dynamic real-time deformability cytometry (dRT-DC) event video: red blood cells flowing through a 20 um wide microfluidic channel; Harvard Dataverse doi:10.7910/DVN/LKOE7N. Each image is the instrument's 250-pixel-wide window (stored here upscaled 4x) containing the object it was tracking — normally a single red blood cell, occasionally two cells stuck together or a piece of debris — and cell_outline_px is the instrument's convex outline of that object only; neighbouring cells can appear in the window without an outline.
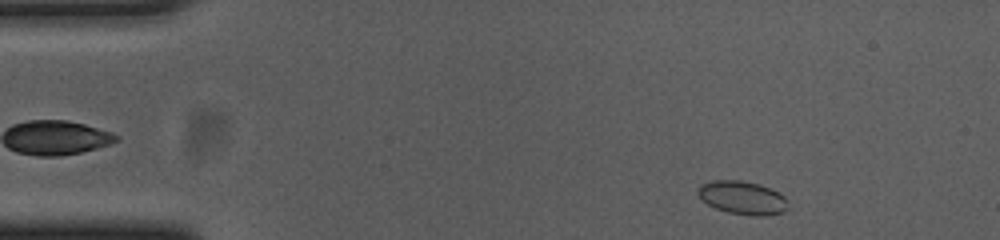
{"species": "common noctule bat (a hibernating species)", "species_latin": "Nyctalus noctula", "temperature_condition": "cold", "stored_images_in_passage": 49, "camera_frame_rate_fps": 3000, "um_per_image_px": 0.085, "animal": {"sex": "female", "body_mass_g": 23.0, "forearm_length_mm": 53.4}, "frame": {"image": 1, "passage_image": 1, "time_ms": 0.0, "image_size_px": [1000, 240], "cell_outline_px": [[788, 208], [784, 212], [764, 216], [752, 216], [728, 212], [716, 208], [708, 204], [696, 192], [696, 188], [700, 184], [712, 180], [740, 180], [756, 184], [768, 188], [784, 196]], "centroid_in_image_um": [63.07, 16.81], "position_along_channel_um": 21.9, "area_um2": 17.34}}
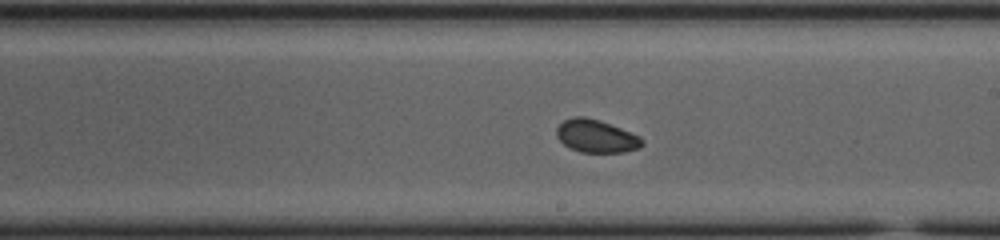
{"frame": {"image": 2, "passage_image": 25, "time_ms": 8.0, "image_size_px": [1000, 240], "cell_outline_px": [[644, 144], [640, 148], [624, 152], [580, 152], [564, 144], [556, 136], [556, 128], [564, 120], [576, 116], [584, 116], [600, 120], [640, 136], [644, 140]], "centroid_in_image_um": [50.69, 11.57], "position_along_channel_um": 238.3, "area_um2": 16.36}}
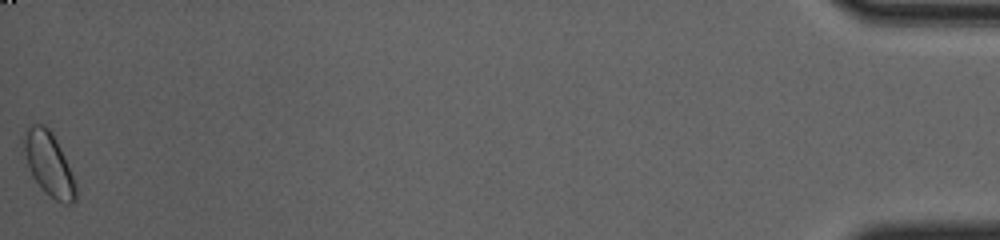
{"frame": {"image": 3, "passage_image": 49, "time_ms": 16.0, "image_size_px": [1000, 240], "cell_outline_px": [[76, 200], [72, 204], [64, 204], [56, 200], [44, 192], [32, 176], [24, 152], [24, 136], [28, 128], [32, 124], [44, 124], [52, 132], [60, 148], [76, 184]], "centroid_in_image_um": [4.16, 13.97], "position_along_channel_um": 431.0, "area_um2": 18.84}, "authors_computed_cell_mechanics": {"area_um2": 16.7042, "velocity_mm_per_s": 3.6843, "shape_relaxation_time_tau1_ms": null, "shape_relaxation_time_tau2_ms": 9.313, "deformation_change_tau1": null, "deformation_change_tau2": 0.1098}}